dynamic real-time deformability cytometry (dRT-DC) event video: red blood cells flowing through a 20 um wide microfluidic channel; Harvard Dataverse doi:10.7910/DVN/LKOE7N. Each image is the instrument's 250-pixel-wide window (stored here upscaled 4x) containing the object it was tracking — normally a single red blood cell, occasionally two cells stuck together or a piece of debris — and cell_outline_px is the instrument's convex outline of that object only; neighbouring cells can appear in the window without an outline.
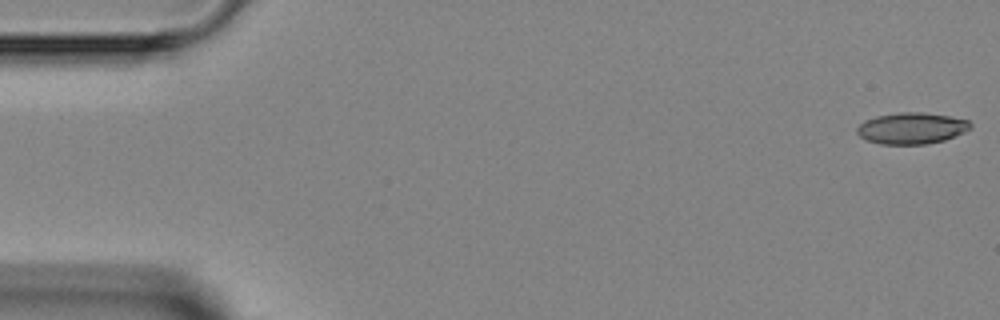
{"species": "Egyptian fruit bat (a non-hibernating species)", "species_latin": "Rousettus aegyptiacus", "temperature_condition": "room temperature", "stored_images_in_passage": 47, "camera_frame_rate_fps": 3000, "um_per_image_px": 0.085, "animal": {"sex": "female"}, "frame": {"image": 1, "passage_image": 1, "time_ms": 0.0, "image_size_px": [1000, 320], "cell_outline_px": [[972, 128], [964, 132], [944, 140], [928, 144], [880, 144], [868, 140], [860, 136], [856, 132], [856, 128], [864, 120], [876, 116], [900, 112], [924, 112], [948, 116], [968, 120], [972, 124]], "centroid_in_image_um": [77.49, 10.9], "position_along_channel_um": 7.5, "area_um2": 20.75}}
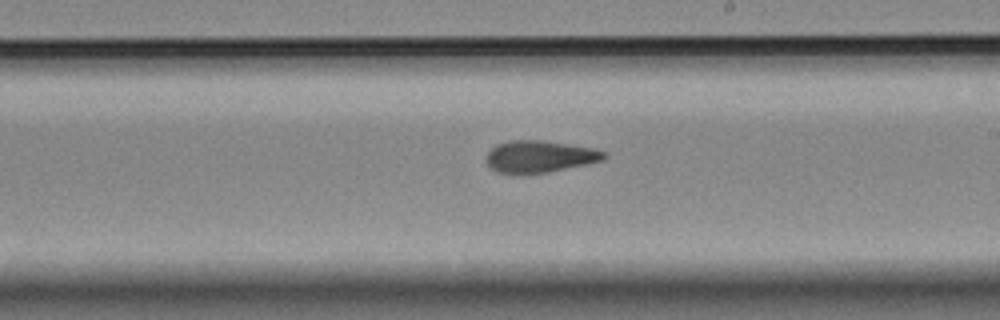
{"frame": {"image": 2, "passage_image": 27, "time_ms": 8.667, "image_size_px": [1000, 320], "cell_outline_px": [[608, 156], [604, 160], [588, 164], [548, 172], [496, 172], [484, 160], [484, 156], [496, 144], [508, 140], [540, 140], [596, 148], [604, 152]], "centroid_in_image_um": [45.89, 13.28], "position_along_channel_um": 243.1, "area_um2": 21.79}}
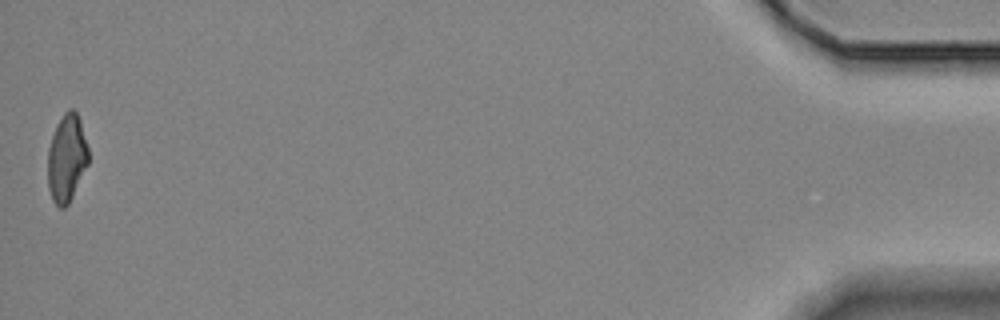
{"frame": {"image": 3, "passage_image": 47, "time_ms": 15.333, "image_size_px": [1000, 320], "cell_outline_px": [[88, 164], [68, 204], [64, 208], [60, 208], [52, 200], [48, 188], [48, 148], [56, 124], [64, 112], [68, 108], [72, 108], [76, 112], [80, 120], [88, 148]], "centroid_in_image_um": [5.66, 13.43], "position_along_channel_um": 429.5, "area_um2": 20.69}}